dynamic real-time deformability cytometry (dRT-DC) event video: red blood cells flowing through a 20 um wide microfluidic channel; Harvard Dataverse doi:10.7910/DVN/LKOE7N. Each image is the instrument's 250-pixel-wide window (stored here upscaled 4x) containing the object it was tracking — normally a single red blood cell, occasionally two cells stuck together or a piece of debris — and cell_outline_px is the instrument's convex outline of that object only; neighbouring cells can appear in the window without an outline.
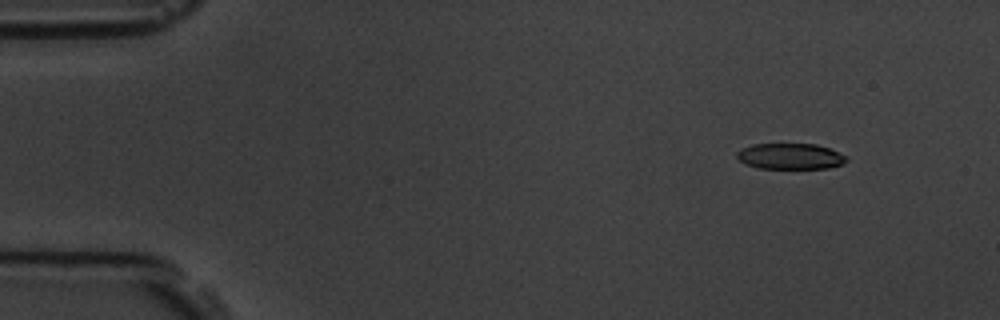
{"species": "common noctule bat (a hibernating species)", "species_latin": "Nyctalus noctula", "temperature_condition": "room temperature", "stored_images_in_passage": 4, "camera_frame_rate_fps": 3000, "um_per_image_px": 0.085, "animal": {"sex": "male", "body_mass_g": 19.5, "forearm_length_mm": 54.6}, "frame": {"image": 1, "passage_image": 1, "time_ms": 0.0, "image_size_px": [1000, 320], "cell_outline_px": [[848, 160], [844, 164], [828, 168], [760, 168], [744, 164], [736, 156], [736, 152], [740, 148], [752, 144], [816, 144], [828, 148], [848, 156]], "centroid_in_image_um": [67.17, 13.28], "position_along_channel_um": 17.8, "area_um2": 16.65}}
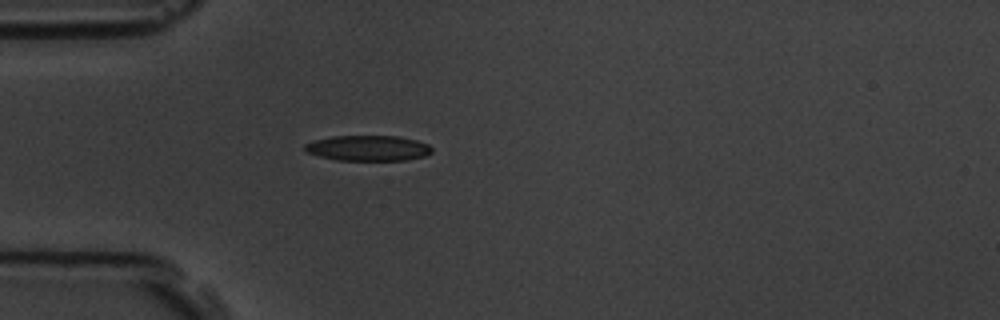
{"frame": {"image": 2, "passage_image": 4, "time_ms": 3.333, "image_size_px": [1000, 320], "cell_outline_px": [[432, 152], [424, 156], [408, 160], [336, 160], [304, 152], [304, 144], [316, 140], [332, 136], [400, 136], [416, 140], [428, 144], [432, 148]], "centroid_in_image_um": [31.29, 12.59], "position_along_channel_um": 53.7, "area_um2": 18.9}}